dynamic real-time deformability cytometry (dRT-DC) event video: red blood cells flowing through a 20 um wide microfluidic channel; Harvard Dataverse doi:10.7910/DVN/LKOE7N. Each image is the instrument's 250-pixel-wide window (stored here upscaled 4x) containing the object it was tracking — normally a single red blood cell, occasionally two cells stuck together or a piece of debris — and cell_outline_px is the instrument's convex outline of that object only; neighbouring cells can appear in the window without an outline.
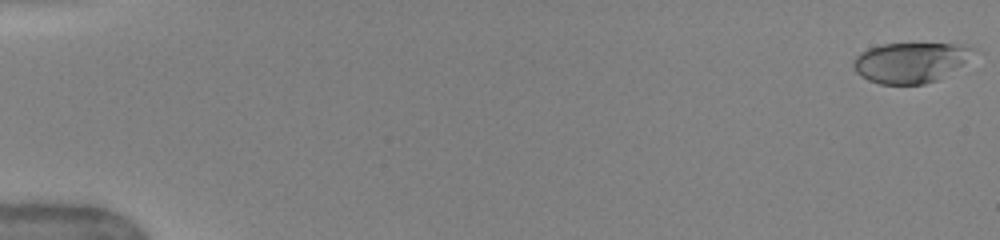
{"species": "human", "species_latin": "Homo sapiens", "temperature_condition": "warm", "stored_images_in_passage": 51, "camera_frame_rate_fps": 3000, "um_per_image_px": 0.085, "donor": {"sex": "female"}, "frame": {"image": 1, "passage_image": 1, "time_ms": 0.0, "image_size_px": [1000, 240], "cell_outline_px": [[976, 48], [960, 64], [936, 80], [924, 84], [880, 84], [868, 80], [860, 76], [856, 72], [852, 64], [852, 60], [860, 52], [868, 48], [884, 44], [968, 44]], "centroid_in_image_um": [77.3, 5.3], "position_along_channel_um": 7.7, "area_um2": 27.69}}
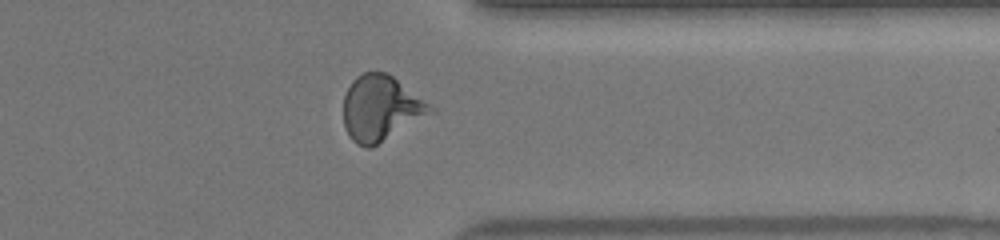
{"frame": {"image": 2, "passage_image": 41, "time_ms": 13.333, "image_size_px": [1000, 240], "cell_outline_px": [[436, 112], [372, 148], [364, 148], [356, 144], [352, 140], [344, 128], [344, 96], [352, 80], [356, 76], [364, 72], [384, 72], [392, 76], [436, 108]], "centroid_in_image_um": [32.38, 9.23], "position_along_channel_um": 379.0, "area_um2": 33.41}}
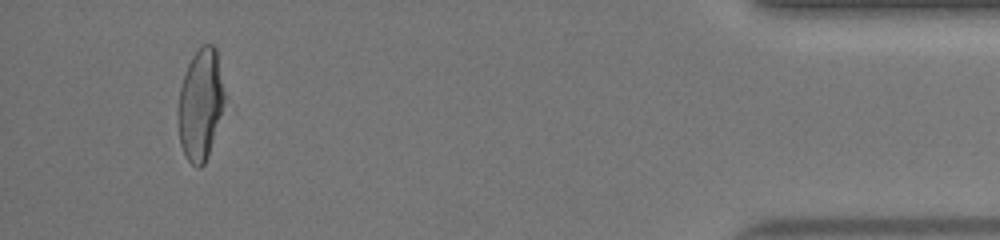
{"frame": {"image": 3, "passage_image": 48, "time_ms": 15.667, "image_size_px": [1000, 240], "cell_outline_px": [[224, 104], [208, 156], [204, 164], [200, 168], [196, 168], [188, 160], [180, 144], [180, 88], [188, 64], [192, 56], [204, 44], [212, 44], [216, 48], [224, 92]], "centroid_in_image_um": [17.06, 8.88], "position_along_channel_um": 418.1, "area_um2": 29.19}, "authors_computed_cell_mechanics": {"area_um2": 30.4028, "velocity_mm_per_s": 4.0935, "shape_relaxation_time_tau1_ms": 4.8156, "shape_relaxation_time_tau2_ms": 0.7977, "deformation_change_tau1": 0.2129, "deformation_change_tau2": 0.0786}}